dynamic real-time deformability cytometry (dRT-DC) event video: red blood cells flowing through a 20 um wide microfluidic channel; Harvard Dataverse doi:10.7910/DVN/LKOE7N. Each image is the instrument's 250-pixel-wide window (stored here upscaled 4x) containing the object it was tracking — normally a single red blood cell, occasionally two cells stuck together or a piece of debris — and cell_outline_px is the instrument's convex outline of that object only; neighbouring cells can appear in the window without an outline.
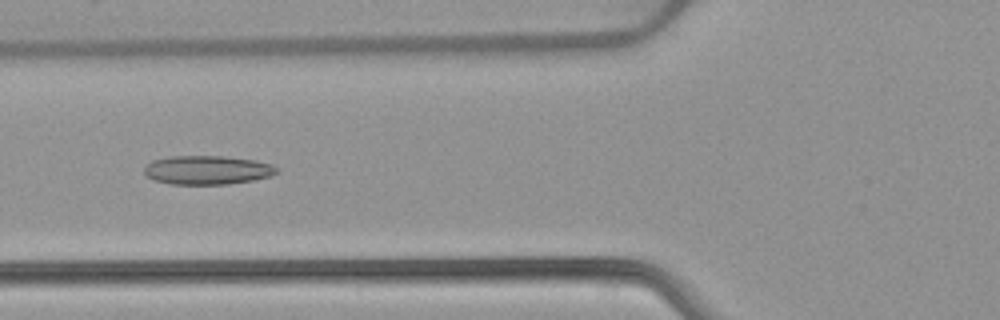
{"species": "common noctule bat (a hibernating species)", "species_latin": "Nyctalus noctula", "temperature_condition": "warm", "stored_images_in_passage": 52, "camera_frame_rate_fps": 3000, "um_per_image_px": 0.085, "animal": {"sex": "female", "body_mass_g": 22.7, "forearm_length_mm": 54.2}, "frame": {"image": 1, "passage_image": 20, "time_ms": 6.333, "image_size_px": [1000, 320], "cell_outline_px": [[276, 172], [272, 176], [252, 180], [228, 184], [172, 184], [152, 180], [144, 176], [144, 168], [152, 160], [168, 156], [224, 156], [256, 160], [272, 164], [276, 168]], "centroid_in_image_um": [17.58, 14.45], "position_along_channel_um": 108.2, "area_um2": 22.43}}
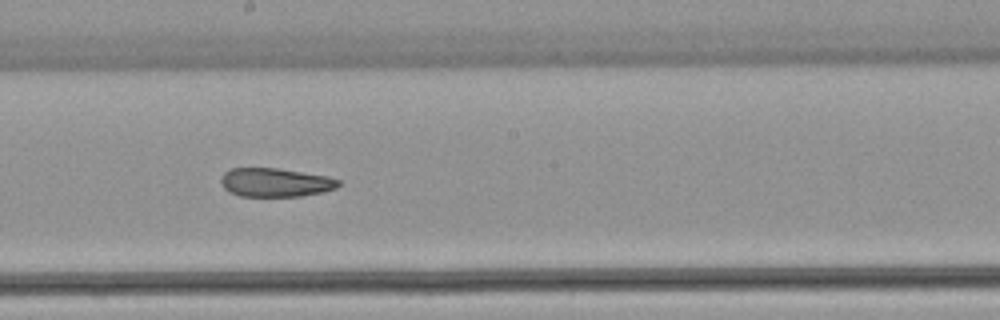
{"frame": {"image": 2, "passage_image": 29, "time_ms": 9.333, "image_size_px": [1000, 320], "cell_outline_px": [[340, 184], [336, 188], [324, 192], [300, 196], [240, 196], [228, 192], [224, 188], [220, 180], [224, 172], [232, 168], [276, 168], [328, 176], [340, 180]], "centroid_in_image_um": [23.41, 15.51], "position_along_channel_um": 224.8, "area_um2": 19.71}}
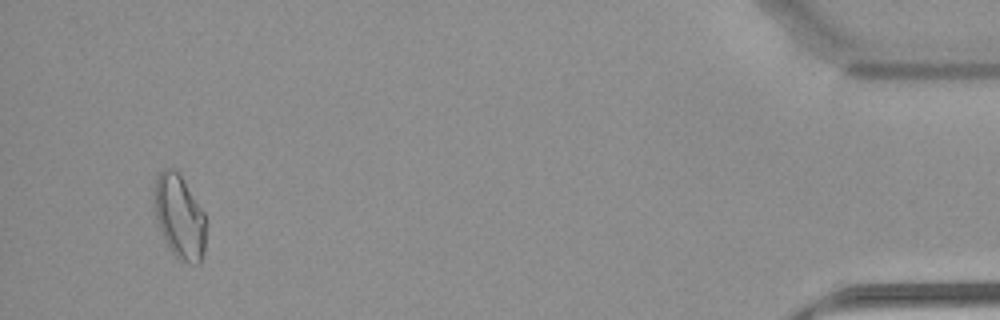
{"frame": {"image": 3, "passage_image": 50, "time_ms": 16.333, "image_size_px": [1000, 320], "cell_outline_px": [[204, 252], [200, 264], [188, 264], [176, 256], [172, 252], [164, 240], [160, 232], [156, 220], [152, 196], [156, 176], [164, 168], [172, 168], [180, 176], [204, 212]], "centroid_in_image_um": [15.21, 18.44], "position_along_channel_um": 420.0, "area_um2": 25.2}, "authors_computed_cell_mechanics": {"area_um2": 22.4264, "velocity_mm_per_s": 3.8841, "shape_relaxation_time_tau1_ms": null, "shape_relaxation_time_tau2_ms": 4.6739, "deformation_change_tau1": null, "deformation_change_tau2": 0.12}}